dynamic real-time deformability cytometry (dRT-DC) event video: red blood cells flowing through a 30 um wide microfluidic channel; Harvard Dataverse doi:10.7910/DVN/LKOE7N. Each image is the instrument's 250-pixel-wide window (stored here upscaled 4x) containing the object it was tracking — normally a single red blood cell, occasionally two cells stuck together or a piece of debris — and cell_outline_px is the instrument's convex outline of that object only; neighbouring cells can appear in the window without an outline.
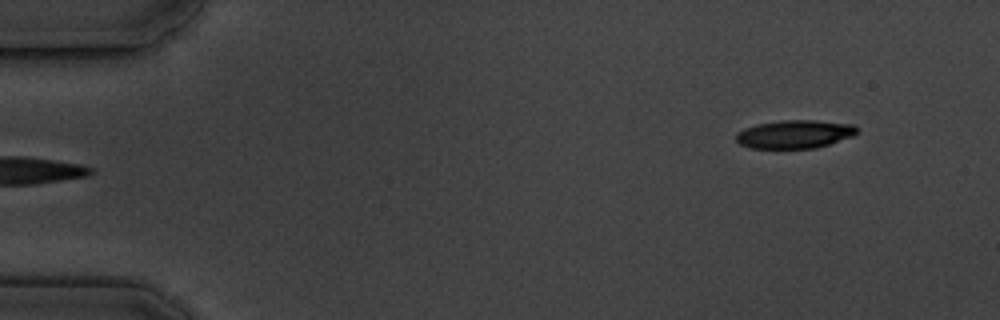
{"species": "common noctule bat (a hibernating species)", "species_latin": "Nyctalus noctula", "temperature_condition": "cold", "stored_images_in_passage": 4, "segment_of_instrument_passage": [2, 2], "camera_frame_rate_fps": 3000, "um_per_image_px": 0.085, "animal": {"sex": "male", "body_mass_g": 19.5, "forearm_length_mm": 54.6}, "frame": {"image": 1, "passage_image": 4, "time_ms": 3.333, "image_size_px": [1000, 320], "cell_outline_px": [[860, 132], [852, 136], [816, 148], [752, 148], [740, 144], [736, 140], [736, 132], [744, 128], [756, 124], [780, 120], [816, 120], [856, 124], [860, 128]], "centroid_in_image_um": [67.58, 11.39], "position_along_channel_um": 17.4, "area_um2": 20.17}}